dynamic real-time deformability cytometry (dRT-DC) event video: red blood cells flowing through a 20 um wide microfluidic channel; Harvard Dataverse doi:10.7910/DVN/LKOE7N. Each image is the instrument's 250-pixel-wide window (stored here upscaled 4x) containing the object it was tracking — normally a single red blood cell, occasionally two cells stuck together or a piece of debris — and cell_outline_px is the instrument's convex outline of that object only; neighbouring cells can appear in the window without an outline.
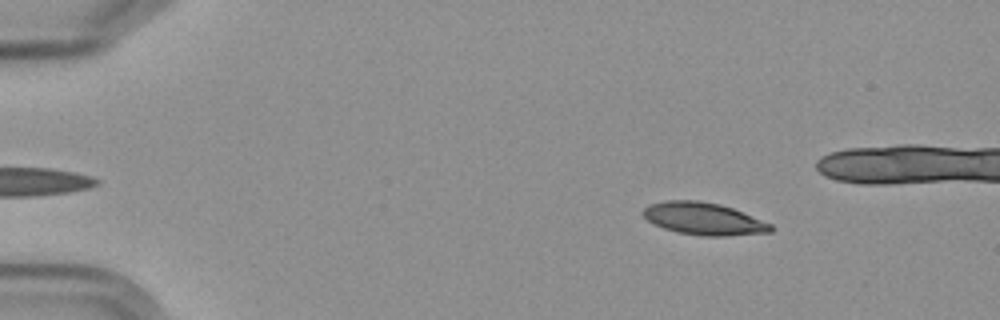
{"species": "Egyptian fruit bat (a non-hibernating species)", "species_latin": "Rousettus aegyptiacus", "temperature_condition": "cold", "stored_images_in_passage": 10, "camera_frame_rate_fps": 3000, "um_per_image_px": 0.085, "frame": {"image": 1, "passage_image": 2, "time_ms": 1.333, "image_size_px": [1000, 320], "cell_outline_px": [[772, 232], [728, 236], [704, 236], [676, 232], [664, 228], [648, 220], [640, 212], [648, 204], [668, 200], [700, 200], [720, 204], [732, 208], [772, 224]], "centroid_in_image_um": [59.8, 18.59], "position_along_channel_um": 25.2, "area_um2": 24.04}}
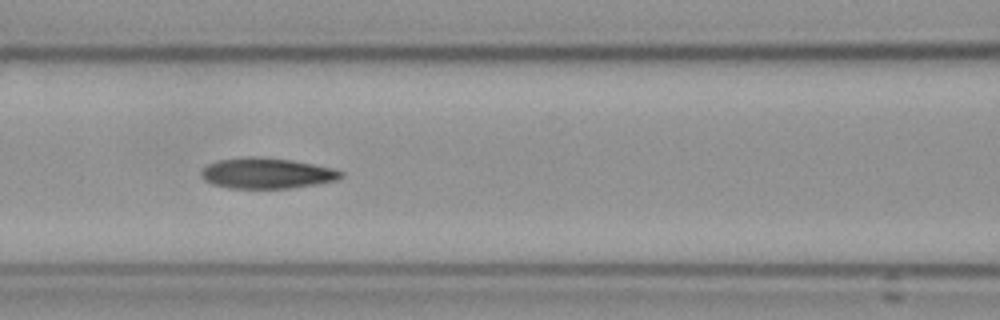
{"frame": {"image": 2, "passage_image": 7, "time_ms": 7.0, "image_size_px": [1000, 320], "cell_outline_px": [[344, 176], [336, 180], [316, 184], [288, 188], [228, 188], [212, 184], [204, 180], [200, 176], [200, 172], [208, 164], [220, 160], [248, 156], [252, 156], [292, 160], [336, 168], [344, 172]], "centroid_in_image_um": [22.69, 14.72], "position_along_channel_um": 143.9, "area_um2": 25.03}}
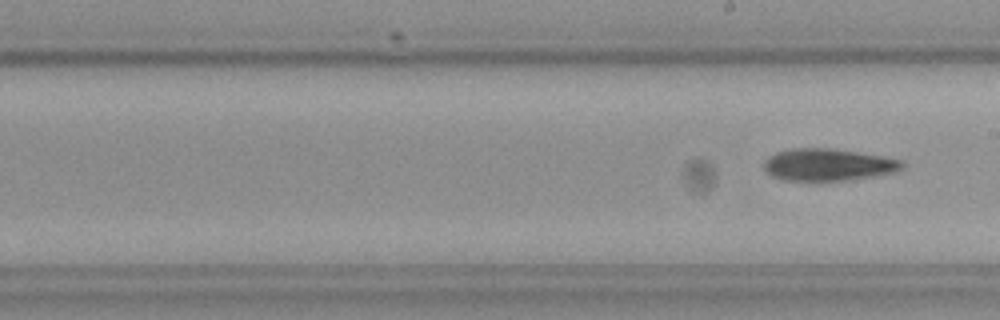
{"frame": {"image": 3, "passage_image": 10, "time_ms": 11.333, "image_size_px": [1000, 320], "cell_outline_px": [[904, 168], [892, 172], [848, 180], [784, 180], [772, 176], [764, 168], [764, 160], [768, 156], [776, 152], [792, 148], [828, 148], [856, 152], [880, 156], [900, 160], [904, 164]], "centroid_in_image_um": [70.33, 13.99], "position_along_channel_um": 218.7, "area_um2": 25.43}}